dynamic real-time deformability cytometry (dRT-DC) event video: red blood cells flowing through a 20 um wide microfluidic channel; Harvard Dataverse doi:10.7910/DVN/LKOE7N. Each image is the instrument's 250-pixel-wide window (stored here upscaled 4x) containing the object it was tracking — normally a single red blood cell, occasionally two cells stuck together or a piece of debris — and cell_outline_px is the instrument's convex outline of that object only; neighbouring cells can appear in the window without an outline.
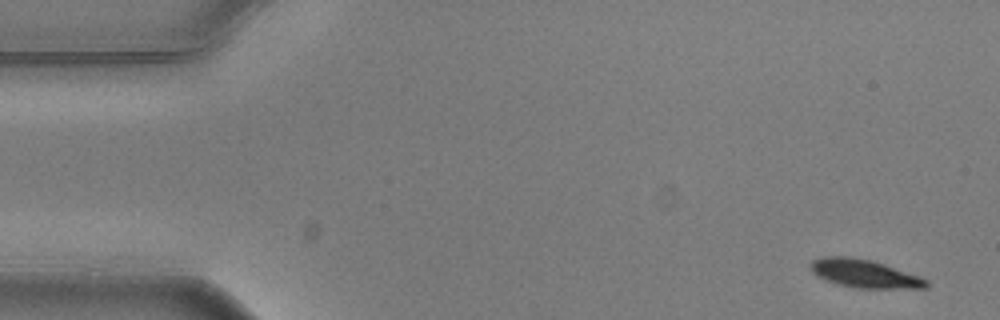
{"species": "common noctule bat (a hibernating species)", "species_latin": "Nyctalus noctula", "temperature_condition": "warm", "stored_images_in_passage": 8, "camera_frame_rate_fps": 3000, "um_per_image_px": 0.085, "animal": {"sex": "male", "body_mass_g": 20.5, "forearm_length_mm": 52.5}, "frame": {"image": 1, "passage_image": 1, "time_ms": 0.0, "image_size_px": [1000, 320], "cell_outline_px": [[928, 288], [852, 288], [836, 284], [816, 276], [812, 272], [808, 264], [812, 260], [824, 256], [844, 256], [872, 260], [920, 276], [928, 280]], "centroid_in_image_um": [73.44, 23.26], "position_along_channel_um": 11.6, "area_um2": 19.19}}
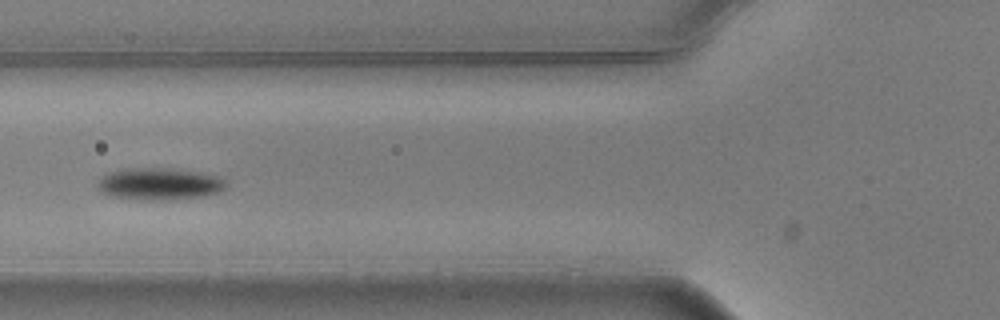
{"frame": {"image": 2, "passage_image": 6, "time_ms": 1.667, "image_size_px": [1000, 320], "cell_outline_px": [[228, 188], [220, 192], [204, 196], [176, 200], [140, 200], [108, 196], [96, 184], [100, 176], [112, 172], [128, 168], [164, 168], [196, 172], [216, 176], [224, 180], [228, 184]], "centroid_in_image_um": [13.56, 15.66], "position_along_channel_um": 112.2, "area_um2": 24.1}}
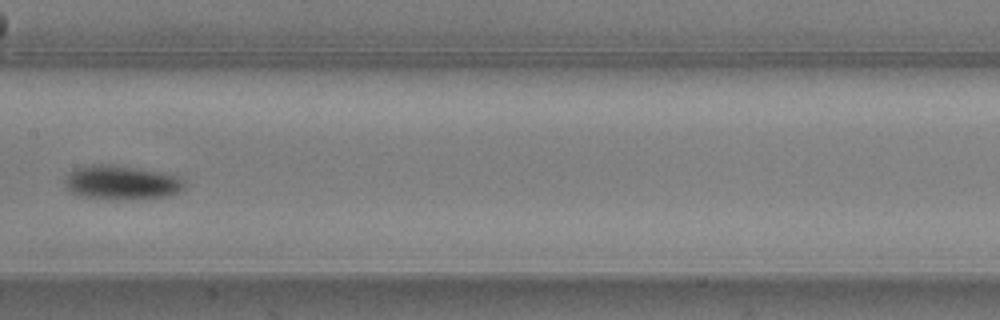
{"frame": {"image": 3, "passage_image": 8, "time_ms": 2.333, "image_size_px": [1000, 320], "cell_outline_px": [[184, 188], [180, 192], [168, 196], [124, 200], [120, 200], [76, 196], [68, 192], [64, 188], [64, 176], [72, 168], [92, 164], [112, 164], [164, 172], [180, 176], [184, 180]], "centroid_in_image_um": [10.26, 15.51], "position_along_channel_um": 197.1, "area_um2": 24.68}}